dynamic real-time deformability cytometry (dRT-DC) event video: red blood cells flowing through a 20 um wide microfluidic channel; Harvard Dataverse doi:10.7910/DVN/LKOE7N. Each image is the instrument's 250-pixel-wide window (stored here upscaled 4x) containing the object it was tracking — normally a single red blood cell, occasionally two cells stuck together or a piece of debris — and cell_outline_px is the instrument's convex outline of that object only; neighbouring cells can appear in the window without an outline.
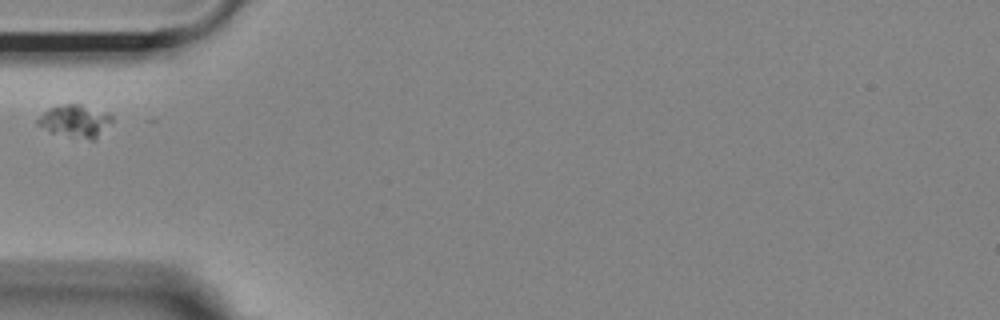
{"species": "Egyptian fruit bat (a non-hibernating species)", "species_latin": "Rousettus aegyptiacus", "temperature_condition": "room temperature", "stored_images_in_passage": 12, "camera_frame_rate_fps": 3000, "um_per_image_px": 0.085, "animal": {"sex": "female"}, "frame": {"image": 1, "passage_image": 1, "time_ms": 0.0, "image_size_px": [1000, 320], "cell_outline_px": [[112, 120], [96, 140], [88, 140], [52, 132], [36, 124], [36, 120], [48, 108], [68, 104], [80, 104], [112, 116]], "centroid_in_image_um": [6.36, 10.31], "position_along_channel_um": 78.6, "area_um2": 13.64}}
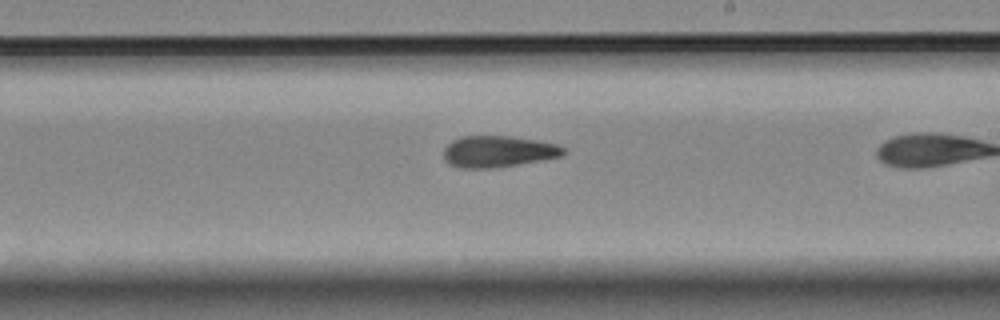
{"frame": {"image": 2, "passage_image": 10, "time_ms": 3.0, "image_size_px": [1000, 320], "cell_outline_px": [[564, 156], [492, 168], [460, 168], [448, 164], [444, 160], [444, 148], [452, 140], [460, 136], [512, 136], [536, 140], [556, 144], [564, 148]], "centroid_in_image_um": [42.3, 12.87], "position_along_channel_um": 246.7, "area_um2": 21.91}}